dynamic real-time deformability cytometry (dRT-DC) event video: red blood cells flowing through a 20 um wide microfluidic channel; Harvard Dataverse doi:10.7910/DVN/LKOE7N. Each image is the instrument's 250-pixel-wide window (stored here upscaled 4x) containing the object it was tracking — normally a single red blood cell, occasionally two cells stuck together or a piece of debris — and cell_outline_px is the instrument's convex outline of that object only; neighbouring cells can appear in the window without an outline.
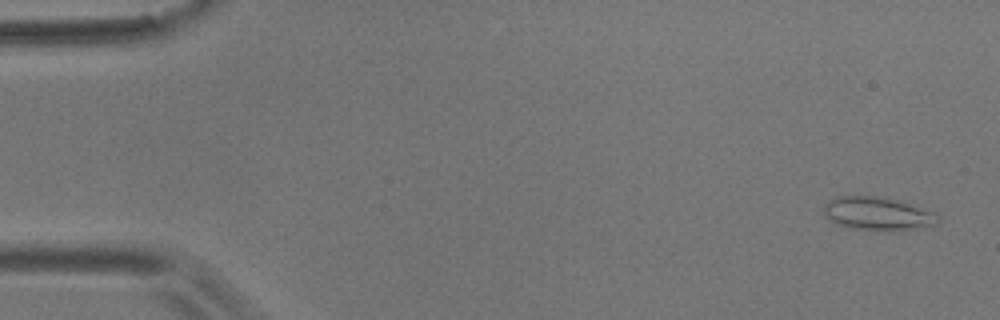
{"species": "common noctule bat (a hibernating species)", "species_latin": "Nyctalus noctula", "temperature_condition": "room temperature", "stored_images_in_passage": 55, "camera_frame_rate_fps": 3000, "um_per_image_px": 0.085, "animal": {"sex": "male", "body_mass_g": 17.9}, "frame": {"image": 1, "passage_image": 2, "time_ms": 0.333, "image_size_px": [1000, 320], "cell_outline_px": [[940, 220], [936, 224], [916, 228], [892, 232], [848, 228], [836, 224], [828, 220], [824, 216], [824, 204], [828, 200], [836, 196], [884, 196], [936, 212], [940, 216]], "centroid_in_image_um": [74.59, 18.17], "position_along_channel_um": 10.4, "area_um2": 22.72}}
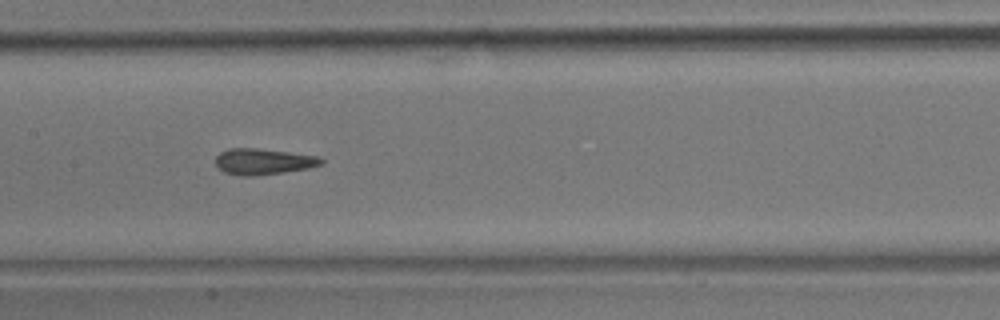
{"frame": {"image": 2, "passage_image": 27, "time_ms": 8.667, "image_size_px": [1000, 320], "cell_outline_px": [[324, 164], [308, 168], [284, 172], [252, 176], [240, 176], [224, 172], [216, 164], [216, 156], [220, 152], [228, 148], [256, 148], [320, 156], [324, 160]], "centroid_in_image_um": [22.4, 13.73], "position_along_channel_um": 185.0, "area_um2": 16.07}}
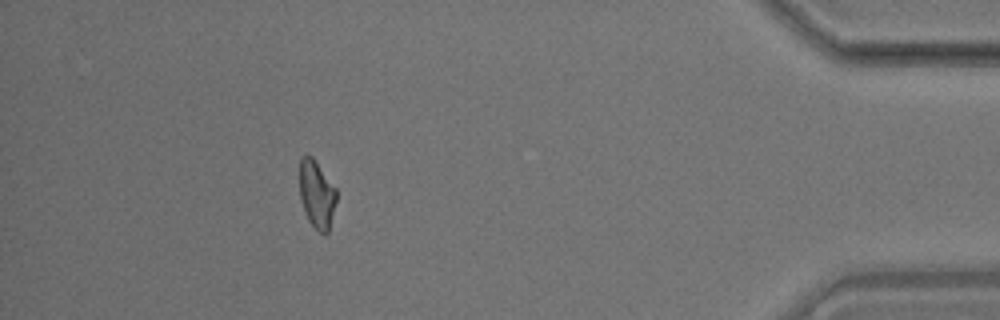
{"frame": {"image": 3, "passage_image": 50, "time_ms": 16.333, "image_size_px": [1000, 320], "cell_outline_px": [[336, 200], [328, 232], [324, 236], [308, 220], [300, 196], [300, 156], [312, 156], [336, 188]], "centroid_in_image_um": [26.92, 16.51], "position_along_channel_um": 408.3, "area_um2": 14.28}, "authors_computed_cell_mechanics": {"area_um2": 16.0106, "velocity_mm_per_s": 3.6016, "shape_relaxation_time_tau1_ms": null, "shape_relaxation_time_tau2_ms": 1.8614, "deformation_change_tau1": null, "deformation_change_tau2": 0.0885}}